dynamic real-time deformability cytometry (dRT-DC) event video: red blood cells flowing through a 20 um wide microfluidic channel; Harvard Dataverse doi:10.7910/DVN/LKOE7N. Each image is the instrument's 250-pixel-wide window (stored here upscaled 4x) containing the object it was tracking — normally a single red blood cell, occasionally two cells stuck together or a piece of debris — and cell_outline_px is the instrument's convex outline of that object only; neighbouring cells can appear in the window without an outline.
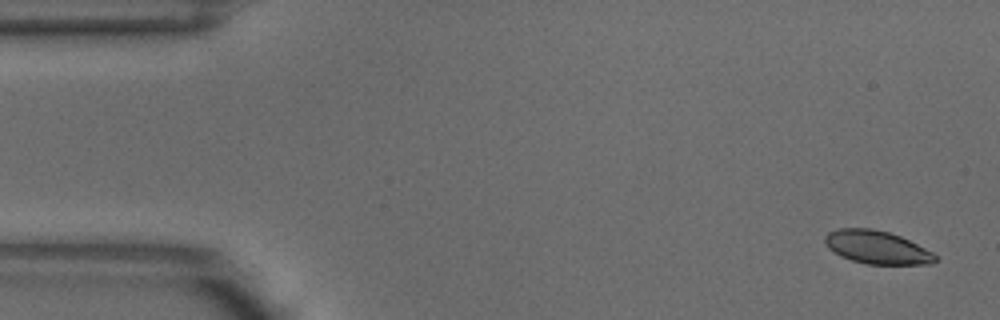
{"species": "common noctule bat (a hibernating species)", "species_latin": "Nyctalus noctula", "temperature_condition": "warm", "stored_images_in_passage": 6, "camera_frame_rate_fps": 3000, "um_per_image_px": 0.085, "animal": {"sex": "male", "body_mass_g": 18.8}, "frame": {"image": 1, "passage_image": 1, "time_ms": 0.0, "image_size_px": [1000, 320], "cell_outline_px": [[936, 260], [932, 264], [868, 264], [852, 260], [840, 256], [828, 248], [824, 240], [824, 236], [828, 232], [836, 228], [872, 228], [888, 232], [900, 236], [932, 252], [936, 256]], "centroid_in_image_um": [74.49, 21.01], "position_along_channel_um": 10.5, "area_um2": 21.21}}
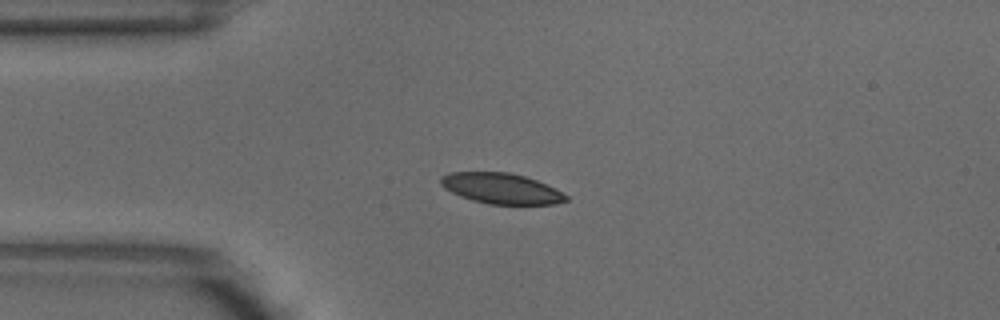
{"frame": {"image": 2, "passage_image": 3, "time_ms": 0.667, "image_size_px": [1000, 320], "cell_outline_px": [[568, 200], [556, 204], [488, 204], [472, 200], [460, 196], [444, 188], [440, 184], [440, 176], [448, 172], [508, 172], [524, 176], [536, 180], [556, 188], [568, 196]], "centroid_in_image_um": [42.59, 16.01], "position_along_channel_um": 42.4, "area_um2": 22.43}}